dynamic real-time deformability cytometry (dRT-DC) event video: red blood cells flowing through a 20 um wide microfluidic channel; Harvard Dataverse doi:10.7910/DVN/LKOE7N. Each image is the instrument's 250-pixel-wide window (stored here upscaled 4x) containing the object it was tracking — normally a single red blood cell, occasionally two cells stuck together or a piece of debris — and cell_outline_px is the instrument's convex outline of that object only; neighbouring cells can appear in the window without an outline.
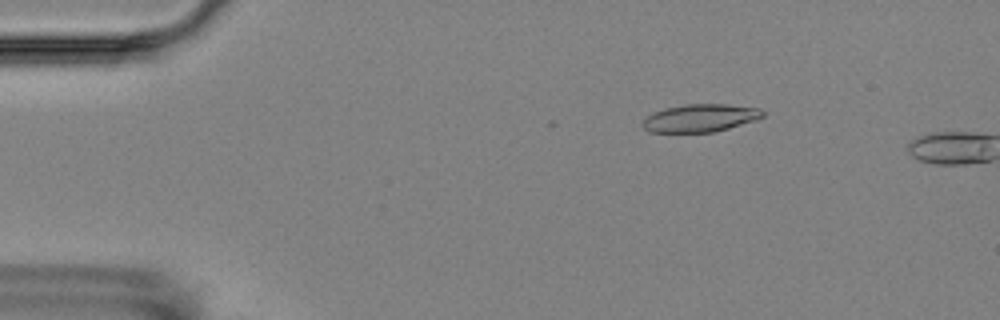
{"species": "Egyptian fruit bat (a non-hibernating species)", "species_latin": "Rousettus aegyptiacus", "temperature_condition": "room temperature", "stored_images_in_passage": 4, "camera_frame_rate_fps": 3000, "um_per_image_px": 0.085, "animal": {"sex": "female"}, "frame": {"image": 1, "passage_image": 3, "time_ms": 2.333, "image_size_px": [1000, 320], "cell_outline_px": [[764, 116], [756, 120], [728, 128], [712, 132], [648, 132], [644, 128], [644, 120], [652, 112], [664, 108], [684, 104], [724, 104], [760, 108], [764, 112]], "centroid_in_image_um": [59.53, 10.02], "position_along_channel_um": 25.5, "area_um2": 19.36}}